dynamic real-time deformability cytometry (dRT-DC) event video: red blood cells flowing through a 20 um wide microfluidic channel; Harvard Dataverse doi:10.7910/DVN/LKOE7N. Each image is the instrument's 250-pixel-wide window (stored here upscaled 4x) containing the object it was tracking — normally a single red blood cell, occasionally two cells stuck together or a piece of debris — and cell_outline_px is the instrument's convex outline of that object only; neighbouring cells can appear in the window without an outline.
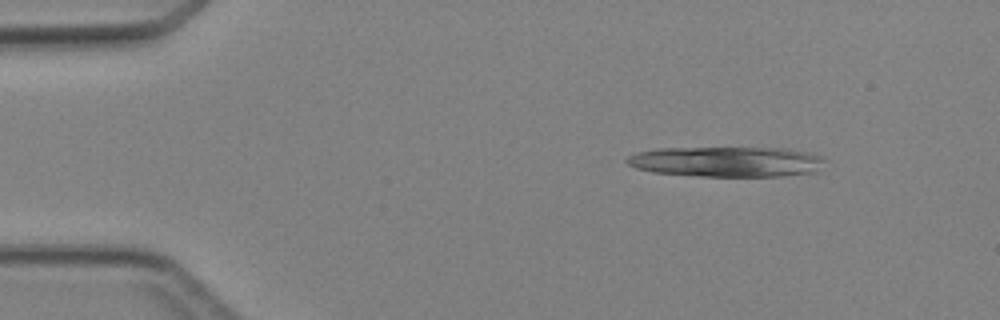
{"species": "Egyptian fruit bat (a non-hibernating species)", "species_latin": "Rousettus aegyptiacus", "temperature_condition": "cold", "stored_images_in_passage": 3, "camera_frame_rate_fps": 3000, "um_per_image_px": 0.085, "animal": {"sex": "female"}, "frame": {"image": 1, "passage_image": 1, "time_ms": 0.0, "image_size_px": [1000, 320], "cell_outline_px": [[828, 160], [816, 172], [784, 176], [700, 176], [652, 172], [636, 168], [628, 164], [624, 160], [628, 156], [636, 152], [656, 148], [788, 148], [808, 152], [820, 156]], "centroid_in_image_um": [61.79, 13.74], "position_along_channel_um": 23.2, "area_um2": 35.26}}